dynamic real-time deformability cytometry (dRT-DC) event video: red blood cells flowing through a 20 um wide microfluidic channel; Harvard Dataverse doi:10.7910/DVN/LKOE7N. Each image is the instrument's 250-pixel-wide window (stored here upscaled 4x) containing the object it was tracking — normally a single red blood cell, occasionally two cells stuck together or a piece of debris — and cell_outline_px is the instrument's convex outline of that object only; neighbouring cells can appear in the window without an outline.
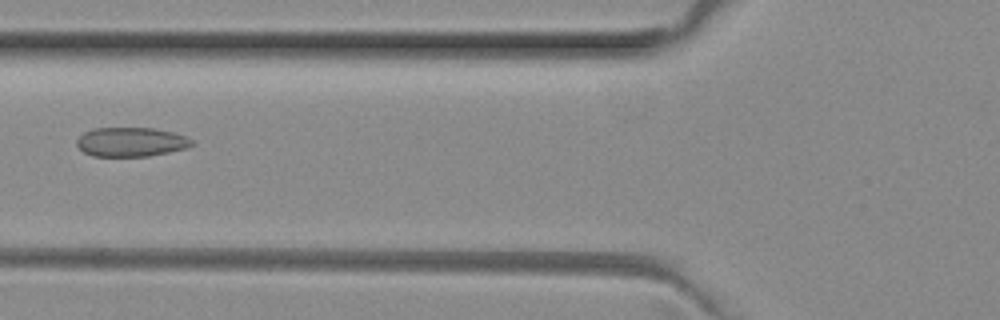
{"species": "common noctule bat (a hibernating species)", "species_latin": "Nyctalus noctula", "temperature_condition": "room temperature", "stored_images_in_passage": 4, "camera_frame_rate_fps": 3000, "um_per_image_px": 0.085, "animal": {"sex": "female", "body_mass_g": 29.2, "forearm_length_mm": 56.3}, "frame": {"image": 1, "passage_image": 4, "time_ms": 1.0, "image_size_px": [1000, 320], "cell_outline_px": [[196, 144], [184, 148], [168, 152], [148, 156], [92, 156], [84, 152], [76, 144], [76, 140], [84, 132], [92, 128], [152, 128], [172, 132], [184, 136], [192, 140]], "centroid_in_image_um": [11.11, 12.06], "position_along_channel_um": 114.7, "area_um2": 19.48}}